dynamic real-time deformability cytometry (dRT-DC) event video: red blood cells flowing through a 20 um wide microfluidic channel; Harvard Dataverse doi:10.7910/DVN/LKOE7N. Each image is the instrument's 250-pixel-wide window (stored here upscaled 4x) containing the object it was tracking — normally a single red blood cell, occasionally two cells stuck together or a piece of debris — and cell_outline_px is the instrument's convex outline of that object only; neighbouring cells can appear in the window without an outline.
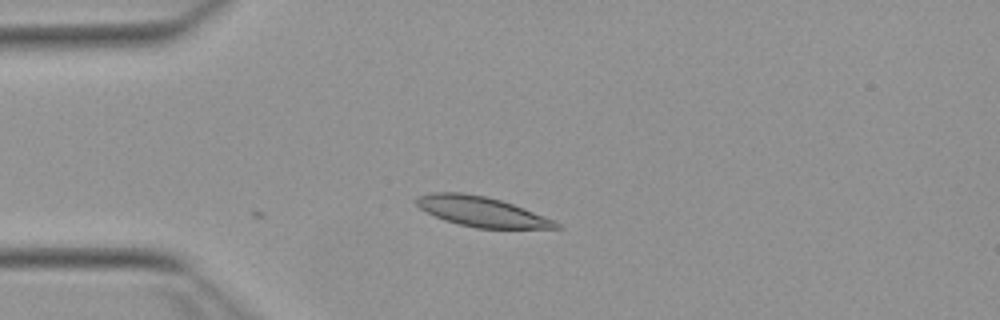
{"species": "Egyptian fruit bat (a non-hibernating species)", "species_latin": "Rousettus aegyptiacus", "temperature_condition": "warm", "stored_images_in_passage": 12, "camera_frame_rate_fps": 3000, "um_per_image_px": 0.085, "animal": {"sex": "female"}, "frame": {"image": 1, "passage_image": 12, "time_ms": 3.667, "image_size_px": [1000, 320], "cell_outline_px": [[564, 228], [476, 228], [444, 220], [420, 208], [412, 200], [416, 196], [432, 192], [460, 192], [484, 196], [500, 200], [524, 208], [556, 220]], "centroid_in_image_um": [40.93, 17.98], "position_along_channel_um": 44.1, "area_um2": 24.33}}